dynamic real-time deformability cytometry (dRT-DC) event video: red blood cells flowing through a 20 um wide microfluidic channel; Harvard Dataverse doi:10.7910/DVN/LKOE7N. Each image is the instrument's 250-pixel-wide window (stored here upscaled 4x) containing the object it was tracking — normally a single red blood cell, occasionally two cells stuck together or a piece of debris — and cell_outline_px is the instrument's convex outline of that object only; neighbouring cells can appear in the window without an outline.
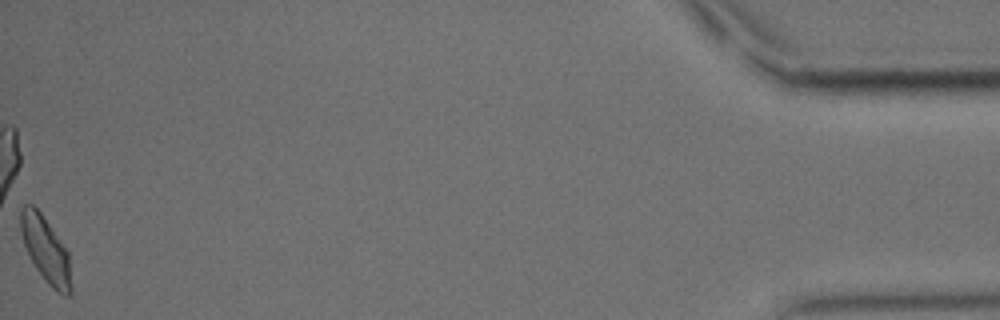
{"species": "common noctule bat (a hibernating species)", "species_latin": "Nyctalus noctula", "temperature_condition": "cold", "stored_images_in_passage": 57, "camera_frame_rate_fps": 3000, "um_per_image_px": 0.085, "animal": {"sex": "male", "body_mass_g": 15.6}, "frame": {"image": 1, "passage_image": 57, "time_ms": 18.667, "image_size_px": [1000, 320], "cell_outline_px": [[72, 292], [68, 296], [64, 296], [56, 292], [48, 284], [36, 268], [24, 244], [20, 232], [20, 208], [24, 204], [32, 204], [40, 212], [68, 252], [72, 288]], "centroid_in_image_um": [3.88, 21.24], "position_along_channel_um": 431.3, "area_um2": 19.19}, "authors_computed_cell_mechanics": {"area_um2": 19.2474, "velocity_mm_per_s": 3.6216, "shape_relaxation_time_tau1_ms": 2.7819, "shape_relaxation_time_tau2_ms": 3.2668, "deformation_change_tau1": 0.1171, "deformation_change_tau2": 0.0782}}